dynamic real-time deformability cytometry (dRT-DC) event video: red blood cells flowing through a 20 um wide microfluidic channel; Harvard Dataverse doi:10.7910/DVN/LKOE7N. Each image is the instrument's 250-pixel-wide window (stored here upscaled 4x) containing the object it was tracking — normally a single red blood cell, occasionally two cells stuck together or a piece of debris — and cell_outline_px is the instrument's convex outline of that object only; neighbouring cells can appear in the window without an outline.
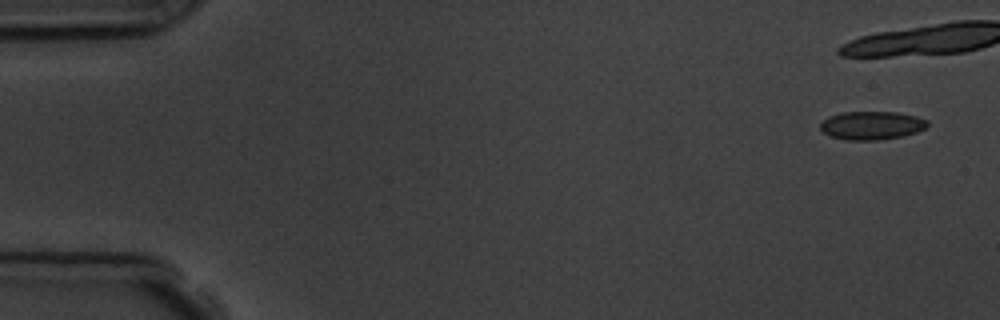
{"species": "common noctule bat (a hibernating species)", "species_latin": "Nyctalus noctula", "temperature_condition": "room temperature", "stored_images_in_passage": 13, "camera_frame_rate_fps": 3000, "um_per_image_px": 0.085, "animal": {"sex": "male", "body_mass_g": 19.5, "forearm_length_mm": 54.6}, "frame": {"image": 1, "passage_image": 1, "time_ms": 0.0, "image_size_px": [1000, 320], "cell_outline_px": [[928, 124], [924, 128], [916, 132], [900, 136], [876, 140], [844, 140], [832, 136], [824, 132], [820, 128], [820, 124], [828, 116], [840, 112], [896, 112], [916, 116], [928, 120]], "centroid_in_image_um": [74.07, 10.65], "position_along_channel_um": 10.9, "area_um2": 17.57}}